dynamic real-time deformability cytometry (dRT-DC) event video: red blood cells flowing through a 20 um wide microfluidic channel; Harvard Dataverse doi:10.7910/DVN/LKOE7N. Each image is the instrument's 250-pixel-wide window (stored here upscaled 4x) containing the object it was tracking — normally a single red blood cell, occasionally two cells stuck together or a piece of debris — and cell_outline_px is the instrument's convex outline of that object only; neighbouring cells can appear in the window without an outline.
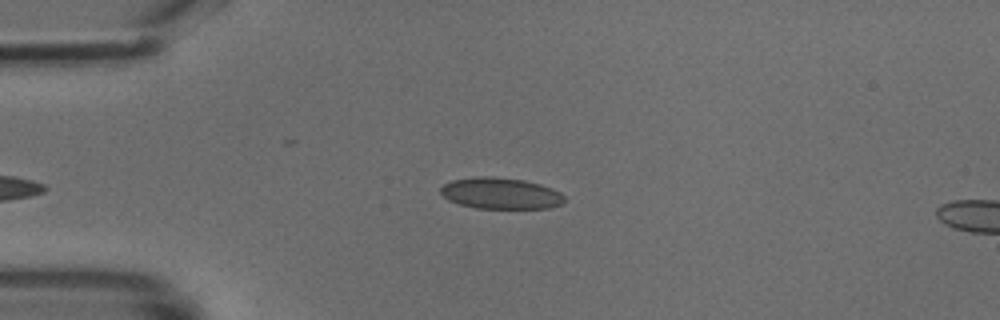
{"species": "common noctule bat (a hibernating species)", "species_latin": "Nyctalus noctula", "temperature_condition": "cold", "stored_images_in_passage": 5, "camera_frame_rate_fps": 3000, "um_per_image_px": 0.085, "animal": {"sex": "male", "body_mass_g": 18.8}, "frame": {"image": 1, "passage_image": 2, "time_ms": 0.333, "image_size_px": [1000, 320], "cell_outline_px": [[564, 204], [552, 208], [476, 208], [460, 204], [448, 200], [440, 192], [440, 188], [444, 184], [452, 180], [480, 176], [492, 176], [524, 180], [540, 184], [552, 188], [560, 192], [564, 196]], "centroid_in_image_um": [42.58, 16.43], "position_along_channel_um": 42.4, "area_um2": 22.66}}